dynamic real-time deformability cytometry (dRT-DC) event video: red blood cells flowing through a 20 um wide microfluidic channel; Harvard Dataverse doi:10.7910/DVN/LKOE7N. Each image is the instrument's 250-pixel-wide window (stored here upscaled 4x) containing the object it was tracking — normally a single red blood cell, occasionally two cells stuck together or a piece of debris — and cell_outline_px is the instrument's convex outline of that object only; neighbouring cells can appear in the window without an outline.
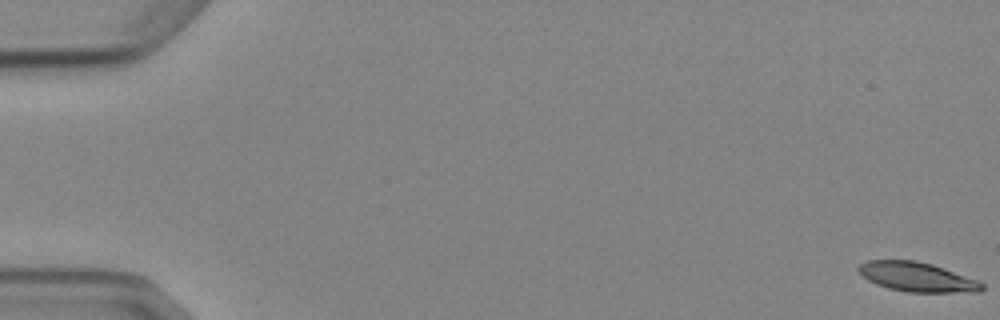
{"species": "Egyptian fruit bat (a non-hibernating species)", "species_latin": "Rousettus aegyptiacus", "temperature_condition": "cold", "stored_images_in_passage": 6, "camera_frame_rate_fps": 3000, "um_per_image_px": 0.085, "animal": {"sex": "female"}, "frame": {"image": 1, "passage_image": 1, "time_ms": 0.0, "image_size_px": [1000, 320], "cell_outline_px": [[984, 288], [980, 292], [908, 292], [888, 288], [876, 284], [868, 280], [856, 268], [860, 264], [868, 260], [916, 260], [932, 264], [944, 268], [976, 280], [984, 284]], "centroid_in_image_um": [77.94, 23.54], "position_along_channel_um": 7.1, "area_um2": 21.04}}
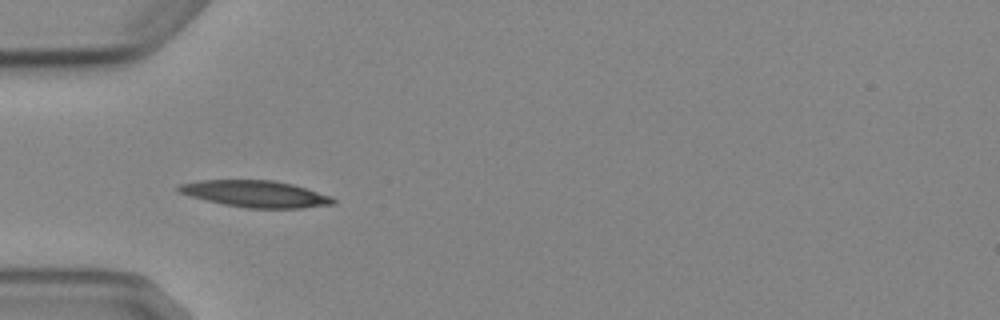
{"frame": {"image": 2, "passage_image": 5, "time_ms": 5.667, "image_size_px": [1000, 320], "cell_outline_px": [[336, 204], [304, 208], [248, 208], [224, 204], [188, 196], [176, 192], [176, 184], [200, 180], [272, 180], [292, 184], [332, 196], [336, 200]], "centroid_in_image_um": [21.69, 16.48], "position_along_channel_um": 63.3, "area_um2": 24.22}}
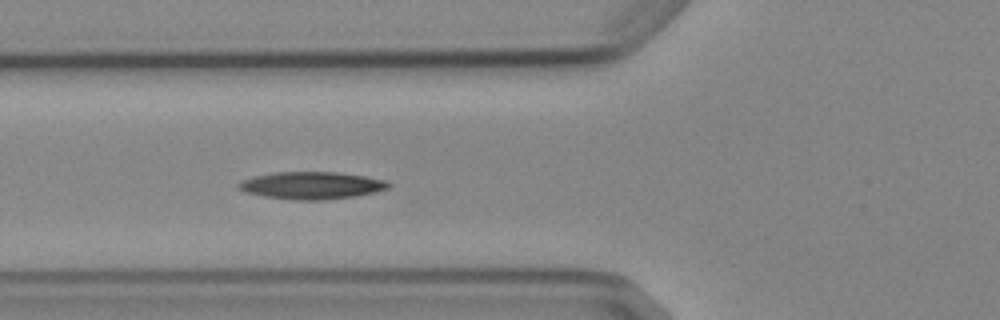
{"frame": {"image": 3, "passage_image": 6, "time_ms": 6.667, "image_size_px": [1000, 320], "cell_outline_px": [[392, 184], [388, 188], [376, 192], [356, 196], [324, 200], [296, 200], [264, 196], [248, 192], [236, 188], [236, 184], [240, 180], [256, 176], [276, 172], [340, 172], [388, 180]], "centroid_in_image_um": [26.52, 15.76], "position_along_channel_um": 99.3, "area_um2": 23.99}}